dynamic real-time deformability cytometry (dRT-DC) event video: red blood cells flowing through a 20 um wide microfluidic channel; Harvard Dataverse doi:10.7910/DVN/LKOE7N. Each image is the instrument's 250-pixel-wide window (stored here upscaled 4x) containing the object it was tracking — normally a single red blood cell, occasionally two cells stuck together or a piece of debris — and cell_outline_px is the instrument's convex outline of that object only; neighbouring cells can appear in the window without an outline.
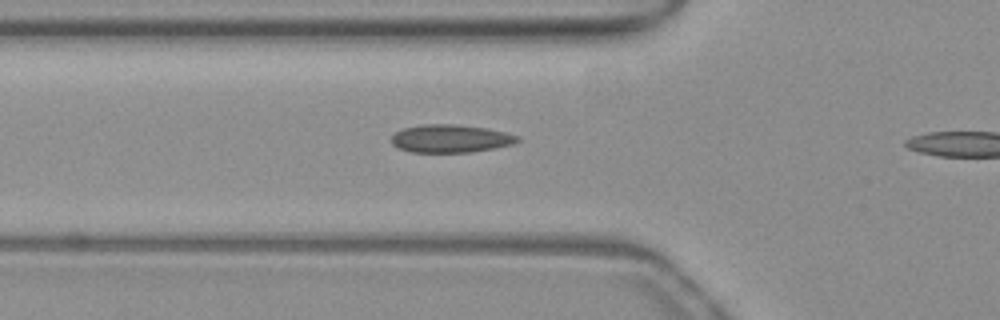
{"species": "common noctule bat (a hibernating species)", "species_latin": "Nyctalus noctula", "temperature_condition": "warm", "stored_images_in_passage": 5, "camera_frame_rate_fps": 3000, "um_per_image_px": 0.085, "animal": {"sex": "female", "body_mass_g": 19.3, "forearm_length_mm": 54.1}, "frame": {"image": 1, "passage_image": 4, "time_ms": 1.0, "image_size_px": [1000, 320], "cell_outline_px": [[520, 140], [512, 144], [472, 152], [412, 152], [396, 148], [392, 144], [392, 136], [396, 132], [404, 128], [424, 124], [456, 124], [484, 128], [504, 132], [520, 136]], "centroid_in_image_um": [38.27, 11.78], "position_along_channel_um": 87.5, "area_um2": 20.4}}